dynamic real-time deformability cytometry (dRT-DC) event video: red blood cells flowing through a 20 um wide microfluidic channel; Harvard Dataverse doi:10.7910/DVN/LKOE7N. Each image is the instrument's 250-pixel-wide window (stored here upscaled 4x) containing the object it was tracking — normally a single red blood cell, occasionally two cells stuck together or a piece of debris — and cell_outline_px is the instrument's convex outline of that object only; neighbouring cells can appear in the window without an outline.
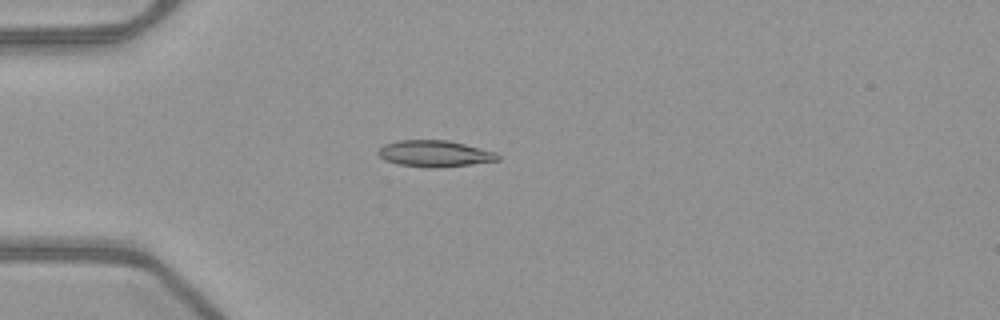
{"species": "common noctule bat (a hibernating species)", "species_latin": "Nyctalus noctula", "temperature_condition": "warm", "stored_images_in_passage": 51, "camera_frame_rate_fps": 3000, "um_per_image_px": 0.085, "animal": {"sex": "female", "body_mass_g": 21.9}, "frame": {"image": 1, "passage_image": 14, "time_ms": 4.333, "image_size_px": [1000, 320], "cell_outline_px": [[500, 160], [472, 164], [436, 168], [428, 168], [396, 164], [384, 160], [376, 152], [384, 144], [400, 140], [448, 140], [496, 152], [500, 156]], "centroid_in_image_um": [36.93, 13.06], "position_along_channel_um": 48.1, "area_um2": 18.5}}
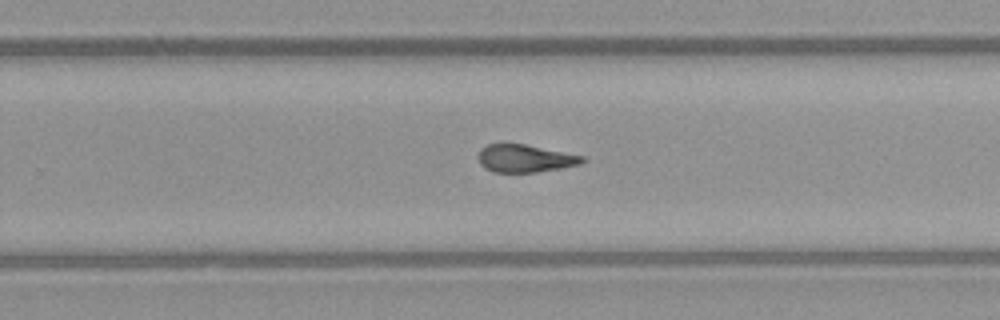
{"frame": {"image": 2, "passage_image": 33, "time_ms": 10.667, "image_size_px": [1000, 320], "cell_outline_px": [[588, 160], [580, 164], [560, 168], [536, 172], [492, 172], [484, 168], [480, 164], [476, 156], [480, 148], [488, 144], [524, 144], [584, 156]], "centroid_in_image_um": [44.59, 13.47], "position_along_channel_um": 285.2, "area_um2": 16.88}}
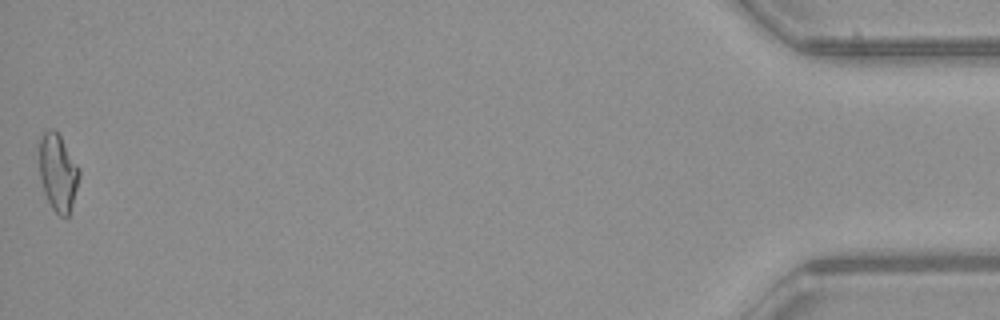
{"frame": {"image": 3, "passage_image": 51, "time_ms": 16.667, "image_size_px": [1000, 320], "cell_outline_px": [[80, 176], [68, 216], [60, 216], [52, 208], [44, 192], [40, 176], [40, 136], [48, 128], [52, 128], [60, 136], [80, 168]], "centroid_in_image_um": [4.93, 14.63], "position_along_channel_um": 430.3, "area_um2": 17.69}, "authors_computed_cell_mechanics": {"area_um2": 17.5134, "velocity_mm_per_s": 4.0225, "shape_relaxation_time_tau1_ms": 7.6886, "shape_relaxation_time_tau2_ms": 1.9303, "deformation_change_tau1": 0.2243, "deformation_change_tau2": 0.0902}}